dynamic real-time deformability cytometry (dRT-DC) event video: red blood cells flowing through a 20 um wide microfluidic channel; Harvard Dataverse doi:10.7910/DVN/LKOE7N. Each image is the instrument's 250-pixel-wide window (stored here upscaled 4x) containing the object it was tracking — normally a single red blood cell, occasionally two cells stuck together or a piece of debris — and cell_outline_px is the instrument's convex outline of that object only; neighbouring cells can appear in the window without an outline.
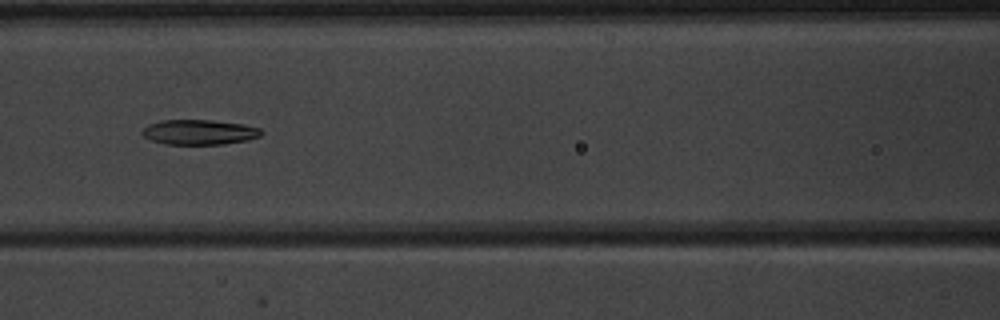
{"species": "common noctule bat (a hibernating species)", "species_latin": "Nyctalus noctula", "temperature_condition": "warm", "stored_images_in_passage": 8, "camera_frame_rate_fps": 3000, "um_per_image_px": 0.085, "animal": {"sex": "male", "body_mass_g": 20.1, "forearm_length_mm": 53.5}, "frame": {"image": 1, "passage_image": 6, "time_ms": 6.667, "image_size_px": [1000, 320], "cell_outline_px": [[264, 132], [260, 136], [248, 140], [224, 144], [164, 144], [152, 140], [144, 136], [140, 132], [148, 124], [160, 120], [212, 120], [244, 124], [260, 128]], "centroid_in_image_um": [16.95, 11.23], "position_along_channel_um": 149.6, "area_um2": 17.46}}
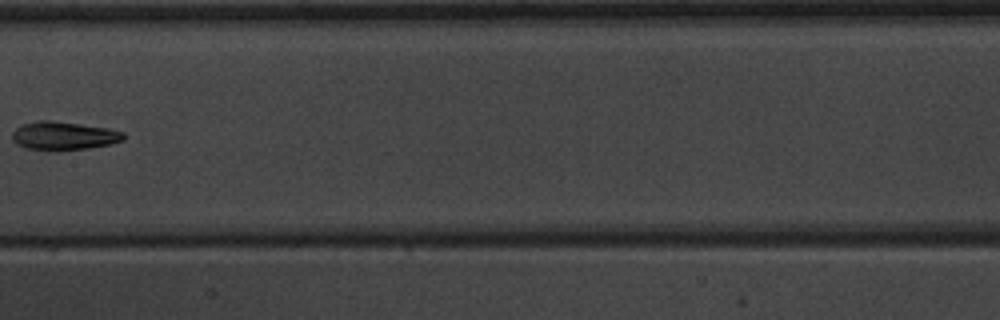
{"frame": {"image": 2, "passage_image": 7, "time_ms": 8.0, "image_size_px": [1000, 320], "cell_outline_px": [[124, 140], [112, 144], [88, 148], [56, 152], [48, 152], [24, 148], [16, 144], [12, 140], [12, 132], [20, 124], [40, 120], [52, 120], [108, 128], [124, 132]], "centroid_in_image_um": [5.37, 11.57], "position_along_channel_um": 202.0, "area_um2": 19.02}}
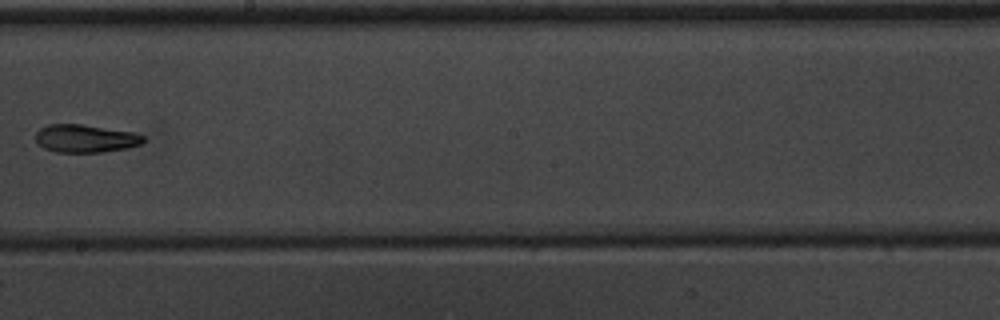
{"frame": {"image": 3, "passage_image": 8, "time_ms": 9.0, "image_size_px": [1000, 320], "cell_outline_px": [[144, 140], [140, 144], [128, 148], [100, 152], [56, 152], [44, 148], [36, 140], [36, 132], [40, 128], [48, 124], [80, 124], [136, 132], [144, 136]], "centroid_in_image_um": [7.27, 11.76], "position_along_channel_um": 240.9, "area_um2": 17.51}}